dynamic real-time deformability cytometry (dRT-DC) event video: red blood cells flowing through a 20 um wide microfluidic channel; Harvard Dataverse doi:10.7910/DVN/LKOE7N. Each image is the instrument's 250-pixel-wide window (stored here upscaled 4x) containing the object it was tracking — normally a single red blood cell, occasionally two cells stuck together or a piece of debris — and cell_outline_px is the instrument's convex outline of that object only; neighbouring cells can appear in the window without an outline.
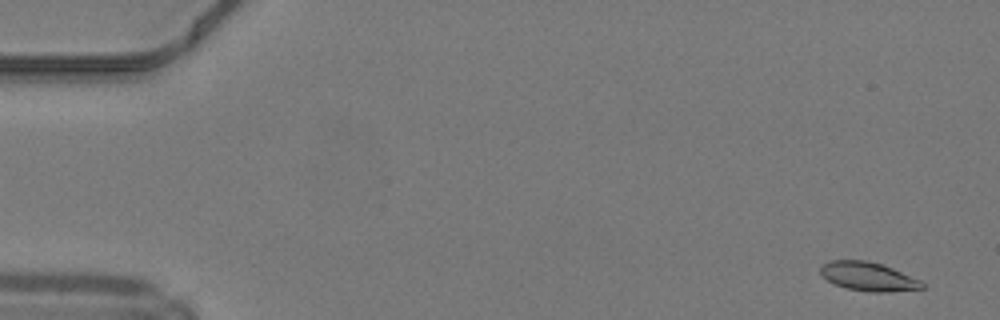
{"species": "common noctule bat (a hibernating species)", "species_latin": "Nyctalus noctula", "temperature_condition": "warm", "stored_images_in_passage": 49, "camera_frame_rate_fps": 3000, "um_per_image_px": 0.085, "animal": {"sex": "male", "body_mass_g": 19.2, "forearm_length_mm": 51.8}, "frame": {"image": 1, "passage_image": 2, "time_ms": 0.333, "image_size_px": [1000, 320], "cell_outline_px": [[924, 288], [884, 292], [872, 292], [848, 288], [836, 284], [828, 280], [820, 272], [820, 268], [824, 264], [832, 260], [864, 260], [884, 264], [920, 280], [924, 284]], "centroid_in_image_um": [73.82, 23.49], "position_along_channel_um": 11.2, "area_um2": 16.76}}
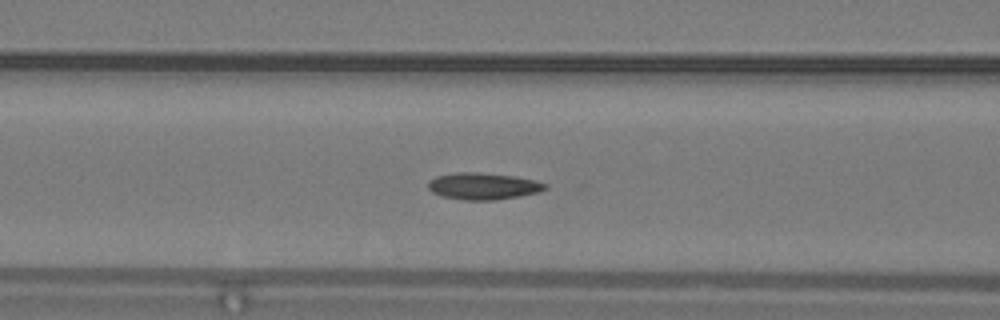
{"frame": {"image": 2, "passage_image": 20, "time_ms": 6.333, "image_size_px": [1000, 320], "cell_outline_px": [[548, 188], [540, 192], [520, 196], [496, 200], [464, 200], [440, 196], [432, 192], [428, 188], [428, 180], [436, 176], [456, 172], [480, 172], [516, 176], [548, 184]], "centroid_in_image_um": [41.06, 15.82], "position_along_channel_um": 125.5, "area_um2": 18.5}}
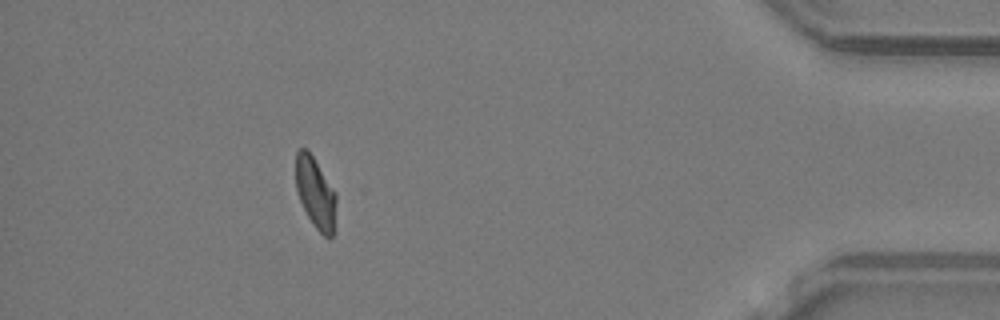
{"frame": {"image": 3, "passage_image": 44, "time_ms": 14.333, "image_size_px": [1000, 320], "cell_outline_px": [[336, 200], [332, 236], [328, 240], [316, 228], [308, 216], [300, 200], [296, 188], [296, 152], [300, 148], [308, 148], [336, 192]], "centroid_in_image_um": [26.81, 16.35], "position_along_channel_um": 408.4, "area_um2": 16.65}, "authors_computed_cell_mechanics": {"area_um2": 17.2822, "velocity_mm_per_s": 4.2205, "shape_relaxation_time_tau1_ms": 8.3066, "shape_relaxation_time_tau2_ms": 2.6963, "deformation_change_tau1": 0.2021, "deformation_change_tau2": 0.0677}}